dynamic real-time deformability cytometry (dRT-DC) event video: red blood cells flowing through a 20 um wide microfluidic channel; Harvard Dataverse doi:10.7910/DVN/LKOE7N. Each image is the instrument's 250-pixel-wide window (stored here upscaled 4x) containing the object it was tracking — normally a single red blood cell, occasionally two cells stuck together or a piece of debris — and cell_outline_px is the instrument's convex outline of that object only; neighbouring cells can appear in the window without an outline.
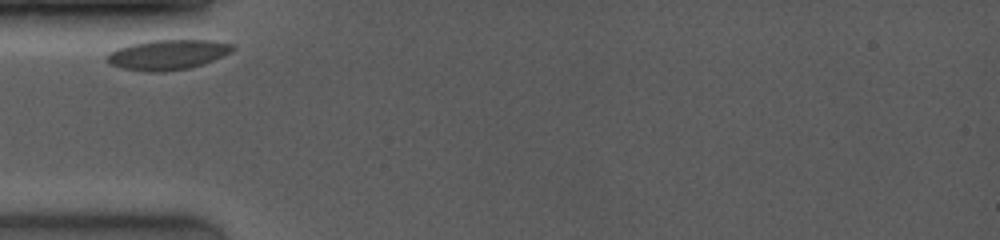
{"species": "common noctule bat (a hibernating species)", "species_latin": "Nyctalus noctula", "temperature_condition": "room temperature", "stored_images_in_passage": 25, "camera_frame_rate_fps": 4000, "um_per_image_px": 0.085, "animal": {"sex": "female", "body_mass_g": 19.0, "forearm_length_mm": 53.3}, "frame": {"image": 1, "passage_image": 1, "time_ms": 0.0, "image_size_px": [1000, 240], "cell_outline_px": [[236, 48], [232, 52], [204, 64], [188, 68], [164, 72], [144, 72], [120, 68], [108, 64], [104, 60], [104, 56], [108, 52], [116, 48], [132, 44], [152, 40], [208, 40], [232, 44]], "centroid_in_image_um": [14.18, 4.66], "position_along_channel_um": 70.8, "area_um2": 22.37}}
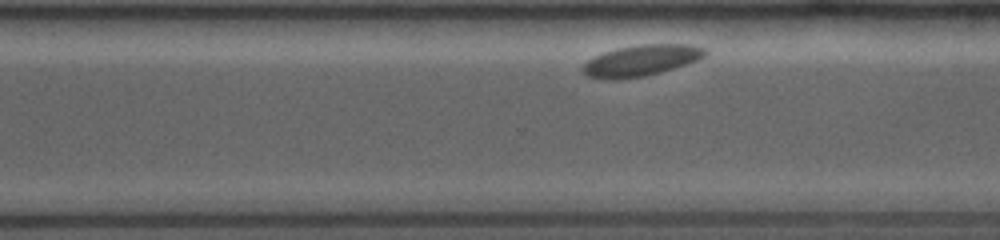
{"frame": {"image": 2, "passage_image": 19, "time_ms": 7.0, "image_size_px": [1000, 240], "cell_outline_px": [[708, 52], [700, 60], [688, 64], [660, 72], [644, 76], [620, 80], [604, 80], [588, 76], [584, 72], [584, 64], [588, 60], [604, 52], [616, 48], [640, 44], [688, 44], [708, 48]], "centroid_in_image_um": [54.55, 5.14], "position_along_channel_um": 316.0, "area_um2": 22.37}}
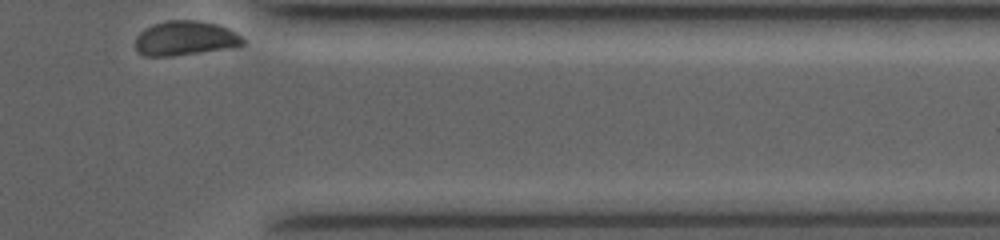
{"frame": {"image": 3, "passage_image": 25, "time_ms": 9.25, "image_size_px": [1000, 240], "cell_outline_px": [[244, 44], [232, 48], [172, 56], [144, 56], [136, 52], [136, 36], [140, 32], [152, 24], [168, 20], [200, 20], [216, 24], [228, 28], [244, 36]], "centroid_in_image_um": [15.76, 3.25], "position_along_channel_um": 395.6, "area_um2": 21.91}}